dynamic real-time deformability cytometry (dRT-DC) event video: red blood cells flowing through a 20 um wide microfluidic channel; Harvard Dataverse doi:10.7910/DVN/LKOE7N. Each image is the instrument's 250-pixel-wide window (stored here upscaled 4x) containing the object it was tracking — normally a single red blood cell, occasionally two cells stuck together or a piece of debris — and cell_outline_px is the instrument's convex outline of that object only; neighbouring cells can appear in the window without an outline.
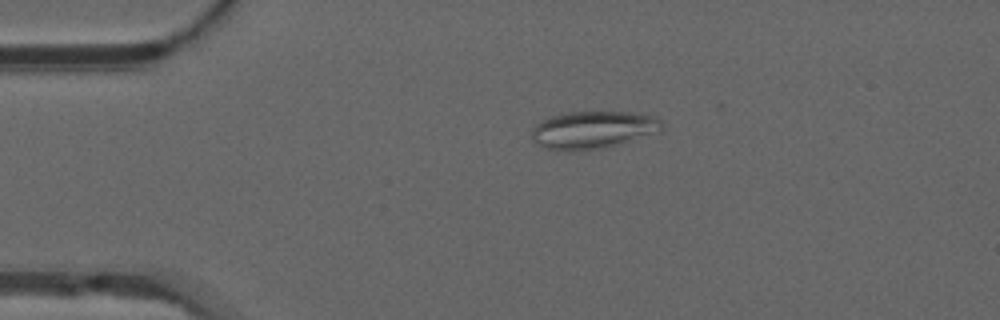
{"species": "common noctule bat (a hibernating species)", "species_latin": "Nyctalus noctula", "temperature_condition": "warm", "stored_images_in_passage": 45, "camera_frame_rate_fps": 3000, "um_per_image_px": 0.085, "animal": {"sex": "male", "forearm_length_mm": 52.5}, "frame": {"image": 1, "passage_image": 4, "time_ms": 1.0, "image_size_px": [1000, 320], "cell_outline_px": [[664, 124], [660, 132], [600, 148], [544, 148], [536, 144], [532, 140], [532, 128], [540, 120], [548, 116], [560, 112], [632, 112], [656, 116]], "centroid_in_image_um": [50.4, 10.98], "position_along_channel_um": 34.6, "area_um2": 27.98}}
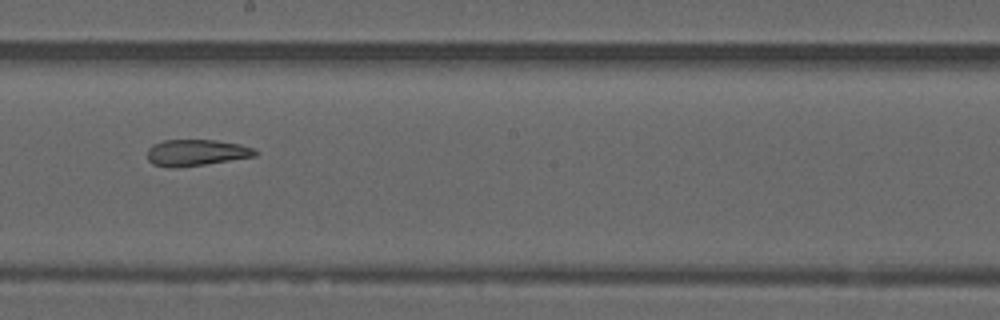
{"frame": {"image": 2, "passage_image": 22, "time_ms": 7.0, "image_size_px": [1000, 320], "cell_outline_px": [[260, 152], [256, 156], [204, 164], [176, 168], [168, 168], [152, 164], [148, 160], [148, 148], [152, 144], [164, 140], [216, 140], [240, 144], [256, 148]], "centroid_in_image_um": [16.69, 12.97], "position_along_channel_um": 231.5, "area_um2": 16.76}}
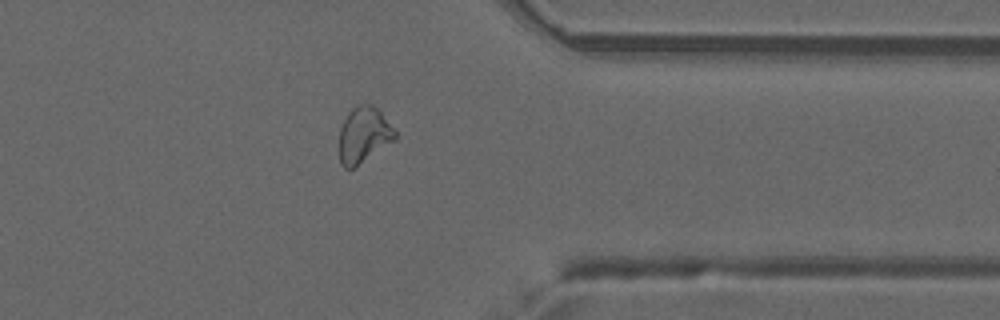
{"frame": {"image": 3, "passage_image": 34, "time_ms": 11.0, "image_size_px": [1000, 320], "cell_outline_px": [[396, 140], [352, 168], [344, 168], [340, 164], [340, 128], [348, 112], [352, 108], [360, 104], [372, 104], [380, 112], [396, 132]], "centroid_in_image_um": [30.91, 11.47], "position_along_channel_um": 380.5, "area_um2": 17.86}, "authors_computed_cell_mechanics": {"area_um2": 18.7272, "velocity_mm_per_s": 3.9553, "shape_relaxation_time_tau1_ms": null, "shape_relaxation_time_tau2_ms": 3.2257, "deformation_change_tau1": null, "deformation_change_tau2": 0.1064}}